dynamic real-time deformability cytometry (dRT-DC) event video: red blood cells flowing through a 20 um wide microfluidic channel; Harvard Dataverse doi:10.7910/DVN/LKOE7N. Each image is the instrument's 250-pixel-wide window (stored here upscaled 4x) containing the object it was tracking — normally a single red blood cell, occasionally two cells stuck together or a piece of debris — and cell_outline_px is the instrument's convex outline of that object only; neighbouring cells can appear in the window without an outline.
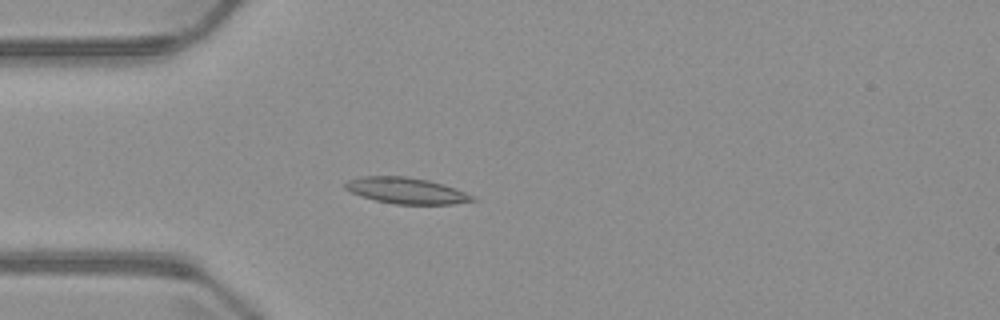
{"species": "common noctule bat (a hibernating species)", "species_latin": "Nyctalus noctula", "temperature_condition": "warm", "stored_images_in_passage": 4, "camera_frame_rate_fps": 3000, "um_per_image_px": 0.085, "animal": {"sex": "male", "body_mass_g": 23.1, "forearm_length_mm": 52.7}, "frame": {"image": 1, "passage_image": 4, "time_ms": 3.667, "image_size_px": [1000, 320], "cell_outline_px": [[476, 200], [452, 204], [396, 204], [376, 200], [360, 196], [344, 188], [344, 184], [348, 180], [360, 176], [404, 176], [428, 180], [444, 184], [456, 188], [476, 196]], "centroid_in_image_um": [34.55, 16.2], "position_along_channel_um": 50.4, "area_um2": 19.42}}